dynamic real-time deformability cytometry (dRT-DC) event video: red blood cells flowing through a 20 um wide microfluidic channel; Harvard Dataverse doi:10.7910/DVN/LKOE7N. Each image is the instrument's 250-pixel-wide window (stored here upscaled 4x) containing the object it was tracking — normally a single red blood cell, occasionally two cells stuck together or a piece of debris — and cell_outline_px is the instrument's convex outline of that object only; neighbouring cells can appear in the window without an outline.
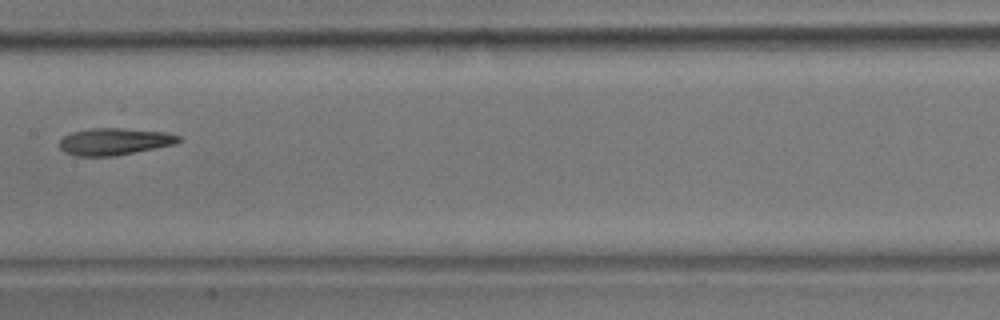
{"species": "common noctule bat (a hibernating species)", "species_latin": "Nyctalus noctula", "temperature_condition": "room temperature", "stored_images_in_passage": 8, "camera_frame_rate_fps": 3000, "um_per_image_px": 0.085, "animal": {"sex": "male", "body_mass_g": 17.9}, "frame": {"image": 1, "passage_image": 8, "time_ms": 9.0, "image_size_px": [1000, 320], "cell_outline_px": [[184, 140], [176, 144], [112, 156], [76, 156], [64, 152], [60, 148], [60, 140], [64, 136], [72, 132], [92, 128], [120, 128], [164, 132], [180, 136]], "centroid_in_image_um": [9.73, 12.03], "position_along_channel_um": 197.7, "area_um2": 18.61}}